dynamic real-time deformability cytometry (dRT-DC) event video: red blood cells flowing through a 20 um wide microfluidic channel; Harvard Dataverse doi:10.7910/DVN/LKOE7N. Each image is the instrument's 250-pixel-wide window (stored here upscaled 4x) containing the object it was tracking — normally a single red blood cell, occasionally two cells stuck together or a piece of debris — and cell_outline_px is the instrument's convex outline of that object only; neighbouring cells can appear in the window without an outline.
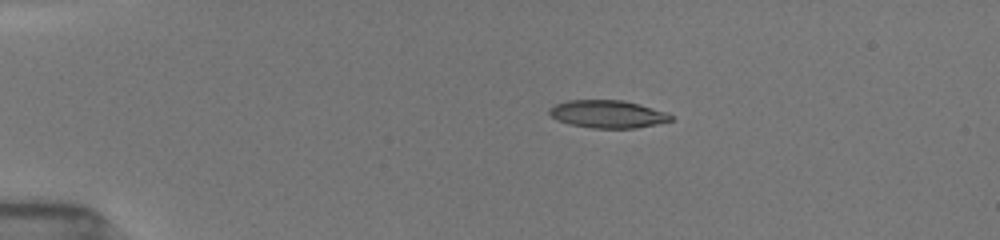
{"species": "common noctule bat (a hibernating species)", "species_latin": "Nyctalus noctula", "temperature_condition": "room temperature", "stored_images_in_passage": 43, "camera_frame_rate_fps": 3000, "um_per_image_px": 0.085, "animal": {"sex": "female", "body_mass_g": 19.5, "forearm_length_mm": 54.1}, "frame": {"image": 1, "passage_image": 1, "time_ms": 0.0, "image_size_px": [1000, 240], "cell_outline_px": [[672, 120], [656, 124], [636, 128], [592, 128], [568, 124], [556, 120], [548, 112], [548, 108], [556, 104], [568, 100], [624, 100], [640, 104], [668, 112], [672, 116]], "centroid_in_image_um": [51.64, 9.69], "position_along_channel_um": 33.4, "area_um2": 19.77}}
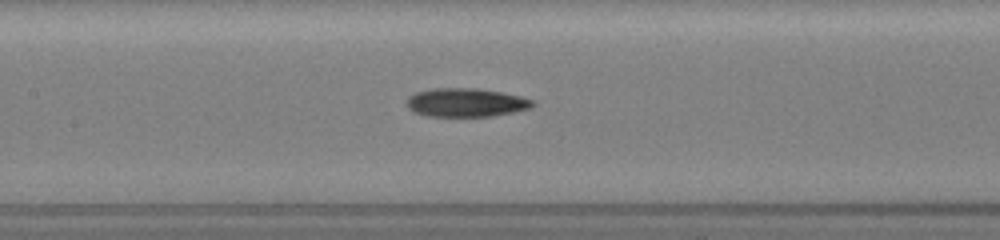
{"frame": {"image": 2, "passage_image": 16, "time_ms": 5.0, "image_size_px": [1000, 240], "cell_outline_px": [[536, 104], [532, 108], [492, 116], [428, 116], [412, 112], [404, 104], [404, 100], [408, 96], [416, 92], [432, 88], [476, 88], [500, 92], [520, 96], [532, 100]], "centroid_in_image_um": [39.54, 8.71], "position_along_channel_um": 167.9, "area_um2": 21.21}}
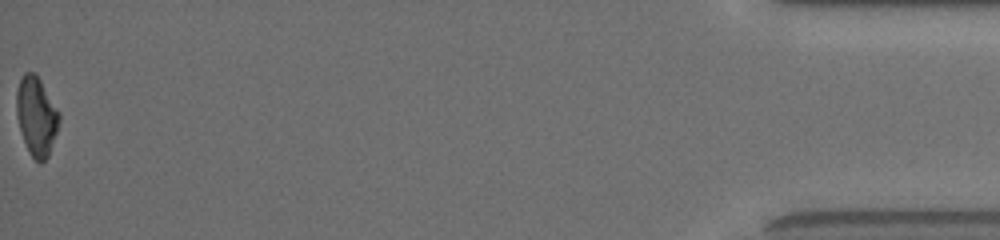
{"frame": {"image": 3, "passage_image": 43, "time_ms": 14.0, "image_size_px": [1000, 240], "cell_outline_px": [[60, 120], [48, 156], [40, 164], [28, 152], [20, 132], [16, 116], [16, 92], [20, 80], [24, 72], [36, 72], [60, 112]], "centroid_in_image_um": [3.08, 9.85], "position_along_channel_um": 432.1, "area_um2": 19.83}, "authors_computed_cell_mechanics": {"area_um2": 20.23, "velocity_mm_per_s": 3.9275, "shape_relaxation_time_tau1_ms": 4.6088, "shape_relaxation_time_tau2_ms": 4.3739, "deformation_change_tau1": 0.1816, "deformation_change_tau2": 0.1307}}